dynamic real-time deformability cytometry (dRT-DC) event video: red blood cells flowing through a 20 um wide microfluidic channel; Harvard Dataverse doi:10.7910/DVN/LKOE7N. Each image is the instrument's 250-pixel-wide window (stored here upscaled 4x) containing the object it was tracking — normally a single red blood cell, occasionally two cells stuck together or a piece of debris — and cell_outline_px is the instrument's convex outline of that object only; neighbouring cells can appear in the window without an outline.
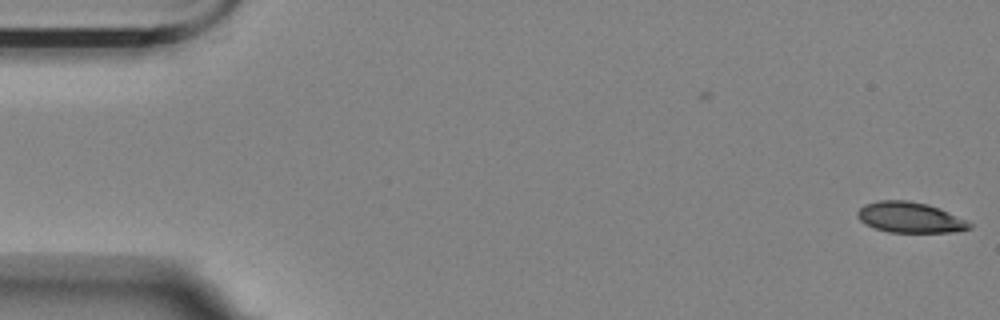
{"species": "Egyptian fruit bat (a non-hibernating species)", "species_latin": "Rousettus aegyptiacus", "temperature_condition": "room temperature", "stored_images_in_passage": 58, "camera_frame_rate_fps": 3000, "um_per_image_px": 0.085, "animal": {"sex": "female"}, "frame": {"image": 1, "passage_image": 1, "time_ms": 0.0, "image_size_px": [1000, 320], "cell_outline_px": [[972, 228], [956, 232], [888, 232], [864, 224], [856, 216], [856, 212], [864, 204], [876, 200], [908, 200], [928, 204], [940, 208], [968, 220], [972, 224]], "centroid_in_image_um": [77.36, 18.47], "position_along_channel_um": 7.6, "area_um2": 20.29}}
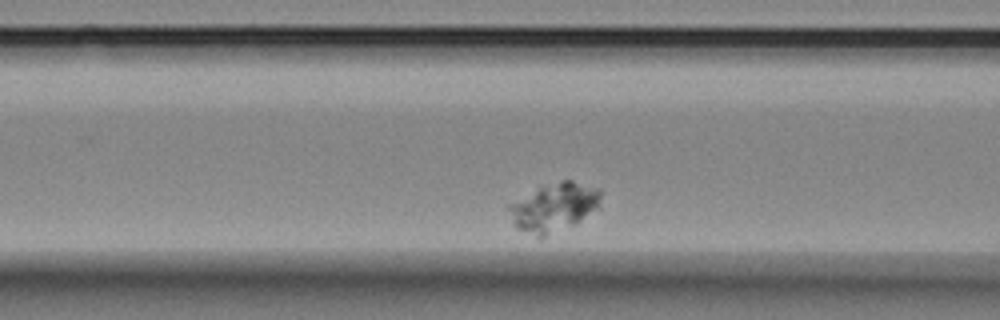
{"frame": {"image": 2, "passage_image": 18, "time_ms": 5.667, "image_size_px": [1000, 320], "cell_outline_px": [[600, 208], [576, 224], [540, 240], [536, 240], [516, 228], [508, 208], [508, 204], [540, 188], [560, 180], [572, 180], [600, 188]], "centroid_in_image_um": [47.12, 17.68], "position_along_channel_um": 119.5, "area_um2": 26.41}}
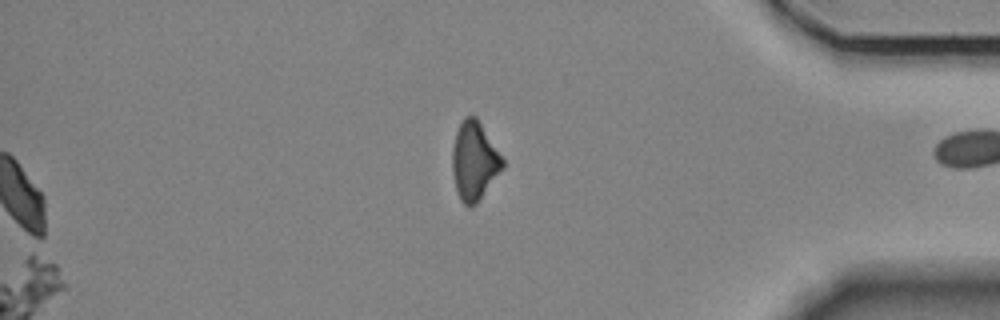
{"frame": {"image": 3, "passage_image": 58, "time_ms": 19.0, "image_size_px": [1000, 320], "cell_outline_px": [[504, 168], [476, 204], [472, 208], [468, 208], [460, 200], [456, 188], [452, 172], [452, 148], [456, 132], [464, 116], [476, 116], [504, 160]], "centroid_in_image_um": [40.31, 13.71], "position_along_channel_um": 394.9, "area_um2": 23.0}}